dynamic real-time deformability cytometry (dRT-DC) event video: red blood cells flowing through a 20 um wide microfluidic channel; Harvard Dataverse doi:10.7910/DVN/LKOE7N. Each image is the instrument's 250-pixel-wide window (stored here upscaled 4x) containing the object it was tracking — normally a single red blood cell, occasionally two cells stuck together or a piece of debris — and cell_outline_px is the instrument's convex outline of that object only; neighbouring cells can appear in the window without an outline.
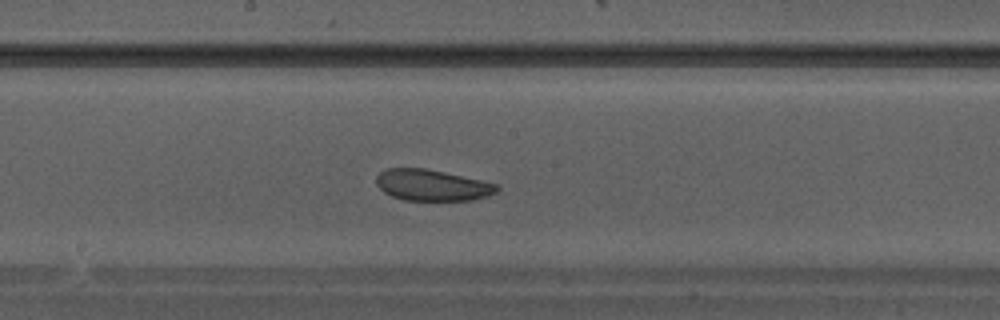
{"species": "Egyptian fruit bat (a non-hibernating species)", "species_latin": "Rousettus aegyptiacus", "temperature_condition": "warm", "stored_images_in_passage": 28, "camera_frame_rate_fps": 3000, "um_per_image_px": 0.085, "animal": {"sex": "male"}, "frame": {"image": 1, "passage_image": 16, "time_ms": 5.0, "image_size_px": [1000, 320], "cell_outline_px": [[500, 188], [496, 192], [488, 196], [472, 200], [404, 200], [392, 196], [384, 192], [376, 184], [376, 176], [380, 172], [388, 168], [424, 168], [444, 172], [500, 184]], "centroid_in_image_um": [36.75, 15.74], "position_along_channel_um": 211.5, "area_um2": 21.96}}